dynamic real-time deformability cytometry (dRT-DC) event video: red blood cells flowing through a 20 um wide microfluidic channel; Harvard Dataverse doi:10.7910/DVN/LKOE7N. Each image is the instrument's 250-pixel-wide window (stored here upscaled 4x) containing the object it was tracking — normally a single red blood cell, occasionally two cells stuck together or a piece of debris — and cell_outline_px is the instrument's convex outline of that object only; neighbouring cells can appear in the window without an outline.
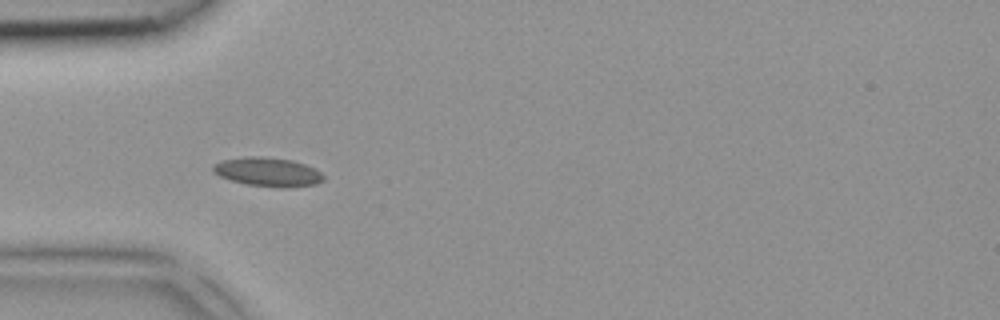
{"species": "common noctule bat (a hibernating species)", "species_latin": "Nyctalus noctula", "temperature_condition": "room temperature", "stored_images_in_passage": 4, "camera_frame_rate_fps": 3000, "um_per_image_px": 0.085, "animal": {"sex": "female", "body_mass_g": 18.4}, "frame": {"image": 1, "passage_image": 3, "time_ms": 0.667, "image_size_px": [1000, 320], "cell_outline_px": [[324, 180], [316, 184], [288, 188], [276, 188], [248, 184], [232, 180], [220, 176], [212, 172], [212, 164], [224, 160], [248, 156], [256, 156], [292, 160], [304, 164], [320, 172], [324, 176]], "centroid_in_image_um": [22.76, 14.63], "position_along_channel_um": 62.2, "area_um2": 18.55}}